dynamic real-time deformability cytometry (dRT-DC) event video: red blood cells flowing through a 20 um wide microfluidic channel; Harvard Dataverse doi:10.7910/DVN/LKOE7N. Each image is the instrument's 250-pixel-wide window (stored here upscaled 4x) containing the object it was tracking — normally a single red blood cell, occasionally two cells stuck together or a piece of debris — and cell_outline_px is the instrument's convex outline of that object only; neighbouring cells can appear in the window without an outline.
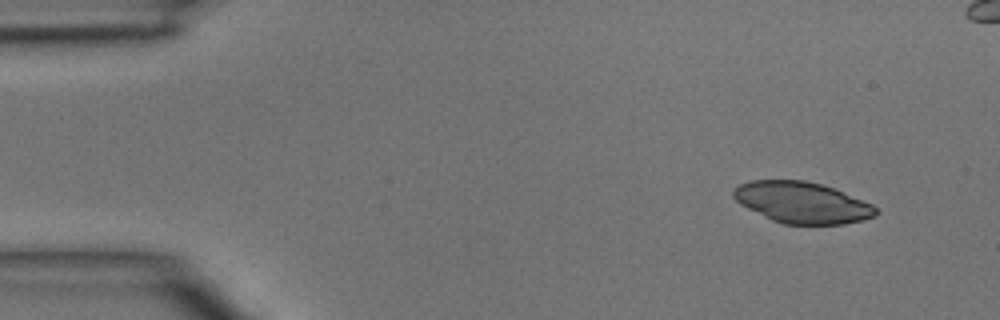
{"species": "common noctule bat (a hibernating species)", "species_latin": "Nyctalus noctula", "temperature_condition": "room temperature", "stored_images_in_passage": 5, "camera_frame_rate_fps": 3000, "um_per_image_px": 0.085, "animal": {"sex": "male", "body_mass_g": 15.6}, "frame": {"image": 1, "passage_image": 1, "time_ms": 0.0, "image_size_px": [1000, 320], "cell_outline_px": [[880, 212], [876, 216], [844, 224], [784, 224], [772, 220], [740, 204], [732, 196], [732, 188], [740, 184], [752, 180], [804, 180], [820, 184], [832, 188], [872, 204]], "centroid_in_image_um": [68.15, 17.21], "position_along_channel_um": 16.8, "area_um2": 33.99}}